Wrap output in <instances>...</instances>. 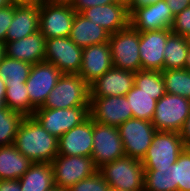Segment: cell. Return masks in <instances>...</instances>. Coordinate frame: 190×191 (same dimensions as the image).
<instances>
[{"label": "cell", "instance_id": "51", "mask_svg": "<svg viewBox=\"0 0 190 191\" xmlns=\"http://www.w3.org/2000/svg\"><path fill=\"white\" fill-rule=\"evenodd\" d=\"M49 191H67V189H63V188H59V187H53L51 190Z\"/></svg>", "mask_w": 190, "mask_h": 191}, {"label": "cell", "instance_id": "30", "mask_svg": "<svg viewBox=\"0 0 190 191\" xmlns=\"http://www.w3.org/2000/svg\"><path fill=\"white\" fill-rule=\"evenodd\" d=\"M165 92L190 99V72L188 69L162 71Z\"/></svg>", "mask_w": 190, "mask_h": 191}, {"label": "cell", "instance_id": "35", "mask_svg": "<svg viewBox=\"0 0 190 191\" xmlns=\"http://www.w3.org/2000/svg\"><path fill=\"white\" fill-rule=\"evenodd\" d=\"M109 188L108 183L97 171L91 177L80 180L75 185H72L67 191H108Z\"/></svg>", "mask_w": 190, "mask_h": 191}, {"label": "cell", "instance_id": "10", "mask_svg": "<svg viewBox=\"0 0 190 191\" xmlns=\"http://www.w3.org/2000/svg\"><path fill=\"white\" fill-rule=\"evenodd\" d=\"M125 156L117 127L93 121V149L91 157L97 169Z\"/></svg>", "mask_w": 190, "mask_h": 191}, {"label": "cell", "instance_id": "39", "mask_svg": "<svg viewBox=\"0 0 190 191\" xmlns=\"http://www.w3.org/2000/svg\"><path fill=\"white\" fill-rule=\"evenodd\" d=\"M173 15H177L190 6V0H166Z\"/></svg>", "mask_w": 190, "mask_h": 191}, {"label": "cell", "instance_id": "32", "mask_svg": "<svg viewBox=\"0 0 190 191\" xmlns=\"http://www.w3.org/2000/svg\"><path fill=\"white\" fill-rule=\"evenodd\" d=\"M24 116L8 107L0 109V146L12 145Z\"/></svg>", "mask_w": 190, "mask_h": 191}, {"label": "cell", "instance_id": "8", "mask_svg": "<svg viewBox=\"0 0 190 191\" xmlns=\"http://www.w3.org/2000/svg\"><path fill=\"white\" fill-rule=\"evenodd\" d=\"M51 164L54 185L63 189H68L98 171L91 156L57 155Z\"/></svg>", "mask_w": 190, "mask_h": 191}, {"label": "cell", "instance_id": "41", "mask_svg": "<svg viewBox=\"0 0 190 191\" xmlns=\"http://www.w3.org/2000/svg\"><path fill=\"white\" fill-rule=\"evenodd\" d=\"M0 191H21L19 179L0 180Z\"/></svg>", "mask_w": 190, "mask_h": 191}, {"label": "cell", "instance_id": "22", "mask_svg": "<svg viewBox=\"0 0 190 191\" xmlns=\"http://www.w3.org/2000/svg\"><path fill=\"white\" fill-rule=\"evenodd\" d=\"M69 38L79 47L102 44L109 41L110 33L76 12Z\"/></svg>", "mask_w": 190, "mask_h": 191}, {"label": "cell", "instance_id": "42", "mask_svg": "<svg viewBox=\"0 0 190 191\" xmlns=\"http://www.w3.org/2000/svg\"><path fill=\"white\" fill-rule=\"evenodd\" d=\"M181 137L184 141V145L187 149H190V115L186 119L185 125L180 132Z\"/></svg>", "mask_w": 190, "mask_h": 191}, {"label": "cell", "instance_id": "43", "mask_svg": "<svg viewBox=\"0 0 190 191\" xmlns=\"http://www.w3.org/2000/svg\"><path fill=\"white\" fill-rule=\"evenodd\" d=\"M11 3L15 6H36L40 7L44 0H11Z\"/></svg>", "mask_w": 190, "mask_h": 191}, {"label": "cell", "instance_id": "49", "mask_svg": "<svg viewBox=\"0 0 190 191\" xmlns=\"http://www.w3.org/2000/svg\"><path fill=\"white\" fill-rule=\"evenodd\" d=\"M6 107L5 99L0 95V109H3Z\"/></svg>", "mask_w": 190, "mask_h": 191}, {"label": "cell", "instance_id": "25", "mask_svg": "<svg viewBox=\"0 0 190 191\" xmlns=\"http://www.w3.org/2000/svg\"><path fill=\"white\" fill-rule=\"evenodd\" d=\"M21 191H49L54 185L51 163H33L19 179Z\"/></svg>", "mask_w": 190, "mask_h": 191}, {"label": "cell", "instance_id": "21", "mask_svg": "<svg viewBox=\"0 0 190 191\" xmlns=\"http://www.w3.org/2000/svg\"><path fill=\"white\" fill-rule=\"evenodd\" d=\"M46 38L38 30L25 38L5 42V52L10 58L36 64L45 61Z\"/></svg>", "mask_w": 190, "mask_h": 191}, {"label": "cell", "instance_id": "16", "mask_svg": "<svg viewBox=\"0 0 190 191\" xmlns=\"http://www.w3.org/2000/svg\"><path fill=\"white\" fill-rule=\"evenodd\" d=\"M93 149V120L89 116L58 139V155L91 156Z\"/></svg>", "mask_w": 190, "mask_h": 191}, {"label": "cell", "instance_id": "1", "mask_svg": "<svg viewBox=\"0 0 190 191\" xmlns=\"http://www.w3.org/2000/svg\"><path fill=\"white\" fill-rule=\"evenodd\" d=\"M13 145L33 163H51L58 155V138L49 134L33 116L21 121Z\"/></svg>", "mask_w": 190, "mask_h": 191}, {"label": "cell", "instance_id": "45", "mask_svg": "<svg viewBox=\"0 0 190 191\" xmlns=\"http://www.w3.org/2000/svg\"><path fill=\"white\" fill-rule=\"evenodd\" d=\"M6 94V83L0 77V95L5 99Z\"/></svg>", "mask_w": 190, "mask_h": 191}, {"label": "cell", "instance_id": "17", "mask_svg": "<svg viewBox=\"0 0 190 191\" xmlns=\"http://www.w3.org/2000/svg\"><path fill=\"white\" fill-rule=\"evenodd\" d=\"M174 15L166 0L137 9L130 16V25L139 32L170 29Z\"/></svg>", "mask_w": 190, "mask_h": 191}, {"label": "cell", "instance_id": "4", "mask_svg": "<svg viewBox=\"0 0 190 191\" xmlns=\"http://www.w3.org/2000/svg\"><path fill=\"white\" fill-rule=\"evenodd\" d=\"M184 141L179 132L156 131L152 144L148 148L142 165L145 170L170 167L185 149Z\"/></svg>", "mask_w": 190, "mask_h": 191}, {"label": "cell", "instance_id": "19", "mask_svg": "<svg viewBox=\"0 0 190 191\" xmlns=\"http://www.w3.org/2000/svg\"><path fill=\"white\" fill-rule=\"evenodd\" d=\"M135 73L114 66L89 85L90 97L125 96L134 85Z\"/></svg>", "mask_w": 190, "mask_h": 191}, {"label": "cell", "instance_id": "44", "mask_svg": "<svg viewBox=\"0 0 190 191\" xmlns=\"http://www.w3.org/2000/svg\"><path fill=\"white\" fill-rule=\"evenodd\" d=\"M74 0H44L46 4H55V5H68L72 6Z\"/></svg>", "mask_w": 190, "mask_h": 191}, {"label": "cell", "instance_id": "27", "mask_svg": "<svg viewBox=\"0 0 190 191\" xmlns=\"http://www.w3.org/2000/svg\"><path fill=\"white\" fill-rule=\"evenodd\" d=\"M189 50L185 36L171 33L164 49V70L185 69V60Z\"/></svg>", "mask_w": 190, "mask_h": 191}, {"label": "cell", "instance_id": "33", "mask_svg": "<svg viewBox=\"0 0 190 191\" xmlns=\"http://www.w3.org/2000/svg\"><path fill=\"white\" fill-rule=\"evenodd\" d=\"M134 85L148 94H165L161 71L139 70L134 76Z\"/></svg>", "mask_w": 190, "mask_h": 191}, {"label": "cell", "instance_id": "31", "mask_svg": "<svg viewBox=\"0 0 190 191\" xmlns=\"http://www.w3.org/2000/svg\"><path fill=\"white\" fill-rule=\"evenodd\" d=\"M32 64L4 56L0 63V77L5 83H25Z\"/></svg>", "mask_w": 190, "mask_h": 191}, {"label": "cell", "instance_id": "24", "mask_svg": "<svg viewBox=\"0 0 190 191\" xmlns=\"http://www.w3.org/2000/svg\"><path fill=\"white\" fill-rule=\"evenodd\" d=\"M32 164L13 144L0 146V180L20 179Z\"/></svg>", "mask_w": 190, "mask_h": 191}, {"label": "cell", "instance_id": "3", "mask_svg": "<svg viewBox=\"0 0 190 191\" xmlns=\"http://www.w3.org/2000/svg\"><path fill=\"white\" fill-rule=\"evenodd\" d=\"M109 187L122 191H143L145 169L141 160L123 156L98 169Z\"/></svg>", "mask_w": 190, "mask_h": 191}, {"label": "cell", "instance_id": "13", "mask_svg": "<svg viewBox=\"0 0 190 191\" xmlns=\"http://www.w3.org/2000/svg\"><path fill=\"white\" fill-rule=\"evenodd\" d=\"M89 114L93 121L114 127L133 117L125 96L90 97Z\"/></svg>", "mask_w": 190, "mask_h": 191}, {"label": "cell", "instance_id": "46", "mask_svg": "<svg viewBox=\"0 0 190 191\" xmlns=\"http://www.w3.org/2000/svg\"><path fill=\"white\" fill-rule=\"evenodd\" d=\"M5 55H6V52H5V43L0 42V63L3 60Z\"/></svg>", "mask_w": 190, "mask_h": 191}, {"label": "cell", "instance_id": "6", "mask_svg": "<svg viewBox=\"0 0 190 191\" xmlns=\"http://www.w3.org/2000/svg\"><path fill=\"white\" fill-rule=\"evenodd\" d=\"M190 115V99L165 93L157 102L151 123L157 131L181 132Z\"/></svg>", "mask_w": 190, "mask_h": 191}, {"label": "cell", "instance_id": "9", "mask_svg": "<svg viewBox=\"0 0 190 191\" xmlns=\"http://www.w3.org/2000/svg\"><path fill=\"white\" fill-rule=\"evenodd\" d=\"M117 128L125 155L142 161L157 131L154 125L150 121L132 117Z\"/></svg>", "mask_w": 190, "mask_h": 191}, {"label": "cell", "instance_id": "12", "mask_svg": "<svg viewBox=\"0 0 190 191\" xmlns=\"http://www.w3.org/2000/svg\"><path fill=\"white\" fill-rule=\"evenodd\" d=\"M63 73L52 63L42 61L33 64L25 84L31 105L43 107L49 92L56 86Z\"/></svg>", "mask_w": 190, "mask_h": 191}, {"label": "cell", "instance_id": "47", "mask_svg": "<svg viewBox=\"0 0 190 191\" xmlns=\"http://www.w3.org/2000/svg\"><path fill=\"white\" fill-rule=\"evenodd\" d=\"M12 5L11 0H0V8L8 7Z\"/></svg>", "mask_w": 190, "mask_h": 191}, {"label": "cell", "instance_id": "28", "mask_svg": "<svg viewBox=\"0 0 190 191\" xmlns=\"http://www.w3.org/2000/svg\"><path fill=\"white\" fill-rule=\"evenodd\" d=\"M143 191H176L175 163L170 167L145 170Z\"/></svg>", "mask_w": 190, "mask_h": 191}, {"label": "cell", "instance_id": "23", "mask_svg": "<svg viewBox=\"0 0 190 191\" xmlns=\"http://www.w3.org/2000/svg\"><path fill=\"white\" fill-rule=\"evenodd\" d=\"M39 30V7L15 6L6 42L20 40Z\"/></svg>", "mask_w": 190, "mask_h": 191}, {"label": "cell", "instance_id": "26", "mask_svg": "<svg viewBox=\"0 0 190 191\" xmlns=\"http://www.w3.org/2000/svg\"><path fill=\"white\" fill-rule=\"evenodd\" d=\"M165 94H148L133 85L132 89L125 95L132 109L133 118L152 121L156 102Z\"/></svg>", "mask_w": 190, "mask_h": 191}, {"label": "cell", "instance_id": "38", "mask_svg": "<svg viewBox=\"0 0 190 191\" xmlns=\"http://www.w3.org/2000/svg\"><path fill=\"white\" fill-rule=\"evenodd\" d=\"M116 2L115 0H74L72 4V8L81 13L83 10L99 5H106L110 3Z\"/></svg>", "mask_w": 190, "mask_h": 191}, {"label": "cell", "instance_id": "18", "mask_svg": "<svg viewBox=\"0 0 190 191\" xmlns=\"http://www.w3.org/2000/svg\"><path fill=\"white\" fill-rule=\"evenodd\" d=\"M81 14L110 34H114L130 25L127 6L119 2L93 6L83 10Z\"/></svg>", "mask_w": 190, "mask_h": 191}, {"label": "cell", "instance_id": "7", "mask_svg": "<svg viewBox=\"0 0 190 191\" xmlns=\"http://www.w3.org/2000/svg\"><path fill=\"white\" fill-rule=\"evenodd\" d=\"M32 116L49 134L59 139L85 121L90 114L89 106H77L67 109L38 108Z\"/></svg>", "mask_w": 190, "mask_h": 191}, {"label": "cell", "instance_id": "20", "mask_svg": "<svg viewBox=\"0 0 190 191\" xmlns=\"http://www.w3.org/2000/svg\"><path fill=\"white\" fill-rule=\"evenodd\" d=\"M113 67L109 42L84 47L79 74L89 85Z\"/></svg>", "mask_w": 190, "mask_h": 191}, {"label": "cell", "instance_id": "14", "mask_svg": "<svg viewBox=\"0 0 190 191\" xmlns=\"http://www.w3.org/2000/svg\"><path fill=\"white\" fill-rule=\"evenodd\" d=\"M75 14L72 6L43 3L39 7V31L46 39L69 37Z\"/></svg>", "mask_w": 190, "mask_h": 191}, {"label": "cell", "instance_id": "15", "mask_svg": "<svg viewBox=\"0 0 190 191\" xmlns=\"http://www.w3.org/2000/svg\"><path fill=\"white\" fill-rule=\"evenodd\" d=\"M171 33V29L140 32L139 52L142 70H164V49Z\"/></svg>", "mask_w": 190, "mask_h": 191}, {"label": "cell", "instance_id": "2", "mask_svg": "<svg viewBox=\"0 0 190 191\" xmlns=\"http://www.w3.org/2000/svg\"><path fill=\"white\" fill-rule=\"evenodd\" d=\"M90 106L89 84L78 74H63L40 108L67 109Z\"/></svg>", "mask_w": 190, "mask_h": 191}, {"label": "cell", "instance_id": "36", "mask_svg": "<svg viewBox=\"0 0 190 191\" xmlns=\"http://www.w3.org/2000/svg\"><path fill=\"white\" fill-rule=\"evenodd\" d=\"M171 31L187 37L190 34V6L174 16Z\"/></svg>", "mask_w": 190, "mask_h": 191}, {"label": "cell", "instance_id": "40", "mask_svg": "<svg viewBox=\"0 0 190 191\" xmlns=\"http://www.w3.org/2000/svg\"><path fill=\"white\" fill-rule=\"evenodd\" d=\"M160 0H132L127 6L129 15L131 16L137 9L147 7L151 4H155Z\"/></svg>", "mask_w": 190, "mask_h": 191}, {"label": "cell", "instance_id": "11", "mask_svg": "<svg viewBox=\"0 0 190 191\" xmlns=\"http://www.w3.org/2000/svg\"><path fill=\"white\" fill-rule=\"evenodd\" d=\"M82 50L69 37L46 39L45 61L55 65L63 74H79Z\"/></svg>", "mask_w": 190, "mask_h": 191}, {"label": "cell", "instance_id": "53", "mask_svg": "<svg viewBox=\"0 0 190 191\" xmlns=\"http://www.w3.org/2000/svg\"><path fill=\"white\" fill-rule=\"evenodd\" d=\"M186 38H187V41H188V46L190 48V34Z\"/></svg>", "mask_w": 190, "mask_h": 191}, {"label": "cell", "instance_id": "52", "mask_svg": "<svg viewBox=\"0 0 190 191\" xmlns=\"http://www.w3.org/2000/svg\"><path fill=\"white\" fill-rule=\"evenodd\" d=\"M108 191H122V190H119V189H115V188L110 187V188L108 189Z\"/></svg>", "mask_w": 190, "mask_h": 191}, {"label": "cell", "instance_id": "34", "mask_svg": "<svg viewBox=\"0 0 190 191\" xmlns=\"http://www.w3.org/2000/svg\"><path fill=\"white\" fill-rule=\"evenodd\" d=\"M176 191H190V149L185 148L175 162Z\"/></svg>", "mask_w": 190, "mask_h": 191}, {"label": "cell", "instance_id": "37", "mask_svg": "<svg viewBox=\"0 0 190 191\" xmlns=\"http://www.w3.org/2000/svg\"><path fill=\"white\" fill-rule=\"evenodd\" d=\"M15 5L0 8V42H6L7 30L14 16Z\"/></svg>", "mask_w": 190, "mask_h": 191}, {"label": "cell", "instance_id": "48", "mask_svg": "<svg viewBox=\"0 0 190 191\" xmlns=\"http://www.w3.org/2000/svg\"><path fill=\"white\" fill-rule=\"evenodd\" d=\"M185 69H188V71L190 72V50L185 60Z\"/></svg>", "mask_w": 190, "mask_h": 191}, {"label": "cell", "instance_id": "29", "mask_svg": "<svg viewBox=\"0 0 190 191\" xmlns=\"http://www.w3.org/2000/svg\"><path fill=\"white\" fill-rule=\"evenodd\" d=\"M5 104L11 111L24 117L32 116L36 109L31 105L25 83H6Z\"/></svg>", "mask_w": 190, "mask_h": 191}, {"label": "cell", "instance_id": "50", "mask_svg": "<svg viewBox=\"0 0 190 191\" xmlns=\"http://www.w3.org/2000/svg\"><path fill=\"white\" fill-rule=\"evenodd\" d=\"M115 1L128 6L132 0H115Z\"/></svg>", "mask_w": 190, "mask_h": 191}, {"label": "cell", "instance_id": "5", "mask_svg": "<svg viewBox=\"0 0 190 191\" xmlns=\"http://www.w3.org/2000/svg\"><path fill=\"white\" fill-rule=\"evenodd\" d=\"M109 44L113 66L115 68L138 72L142 70L139 52L140 32L131 25L114 34H110Z\"/></svg>", "mask_w": 190, "mask_h": 191}]
</instances>
